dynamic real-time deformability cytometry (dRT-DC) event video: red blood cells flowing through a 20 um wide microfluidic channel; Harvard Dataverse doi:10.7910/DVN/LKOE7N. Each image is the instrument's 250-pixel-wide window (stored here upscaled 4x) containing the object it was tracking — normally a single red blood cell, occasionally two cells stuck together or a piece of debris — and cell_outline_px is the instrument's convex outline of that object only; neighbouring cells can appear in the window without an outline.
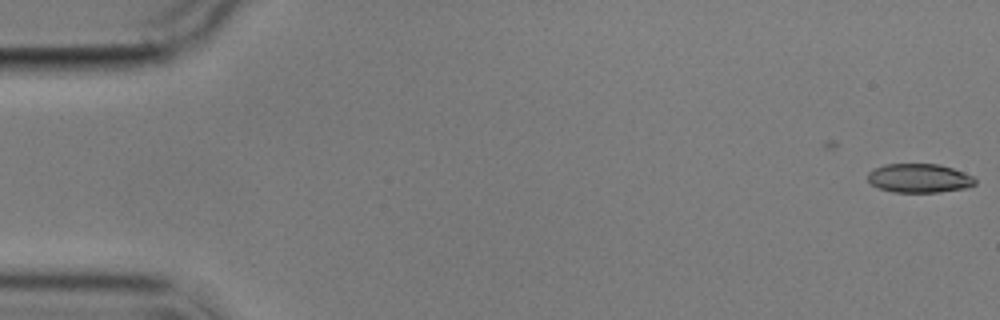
{"species": "common noctule bat (a hibernating species)", "species_latin": "Nyctalus noctula", "temperature_condition": "cold", "stored_images_in_passage": 8, "camera_frame_rate_fps": 3000, "um_per_image_px": 0.085, "animal": {"sex": "male", "body_mass_g": 17.9}, "frame": {"image": 1, "passage_image": 2, "time_ms": 1.333, "image_size_px": [1000, 320], "cell_outline_px": [[976, 184], [968, 188], [940, 192], [892, 192], [880, 188], [872, 184], [868, 180], [868, 172], [884, 164], [940, 164], [964, 172], [972, 176], [976, 180]], "centroid_in_image_um": [78.17, 15.15], "position_along_channel_um": 6.8, "area_um2": 18.15}}
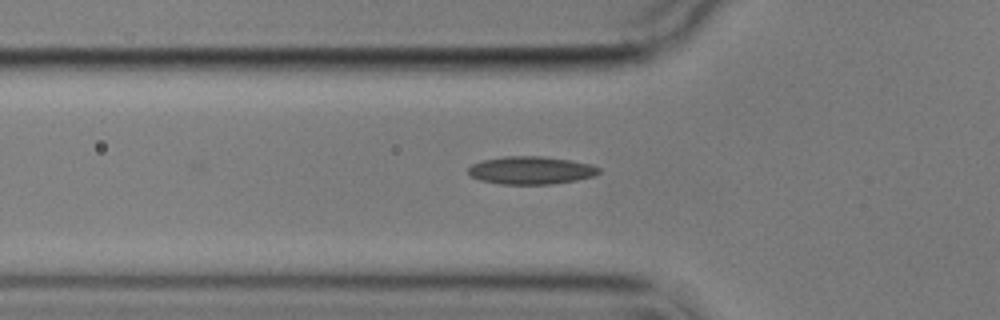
{"frame": {"image": 2, "passage_image": 6, "time_ms": 7.333, "image_size_px": [1000, 320], "cell_outline_px": [[600, 172], [596, 176], [576, 180], [552, 184], [500, 184], [480, 180], [472, 176], [468, 172], [468, 168], [472, 164], [484, 160], [504, 156], [540, 156], [568, 160], [592, 164], [600, 168]], "centroid_in_image_um": [45.15, 14.48], "position_along_channel_um": 80.6, "area_um2": 21.15}}
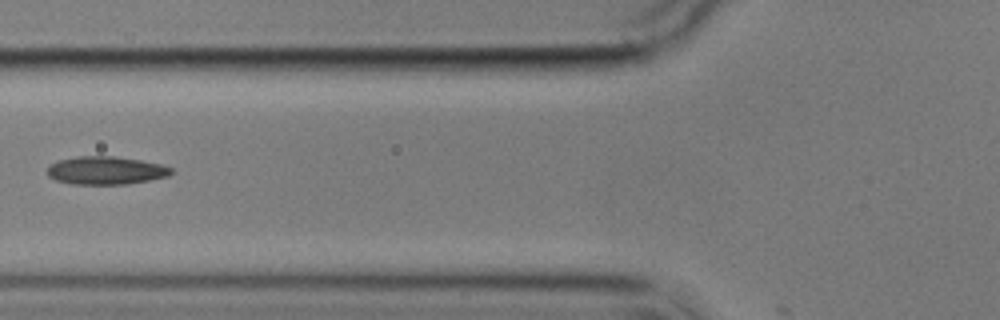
{"frame": {"image": 3, "passage_image": 7, "time_ms": 8.333, "image_size_px": [1000, 320], "cell_outline_px": [[172, 172], [168, 176], [148, 180], [124, 184], [72, 184], [56, 180], [48, 176], [48, 168], [52, 164], [60, 160], [76, 156], [112, 156], [140, 160], [160, 164], [172, 168]], "centroid_in_image_um": [8.99, 14.49], "position_along_channel_um": 116.8, "area_um2": 20.0}}